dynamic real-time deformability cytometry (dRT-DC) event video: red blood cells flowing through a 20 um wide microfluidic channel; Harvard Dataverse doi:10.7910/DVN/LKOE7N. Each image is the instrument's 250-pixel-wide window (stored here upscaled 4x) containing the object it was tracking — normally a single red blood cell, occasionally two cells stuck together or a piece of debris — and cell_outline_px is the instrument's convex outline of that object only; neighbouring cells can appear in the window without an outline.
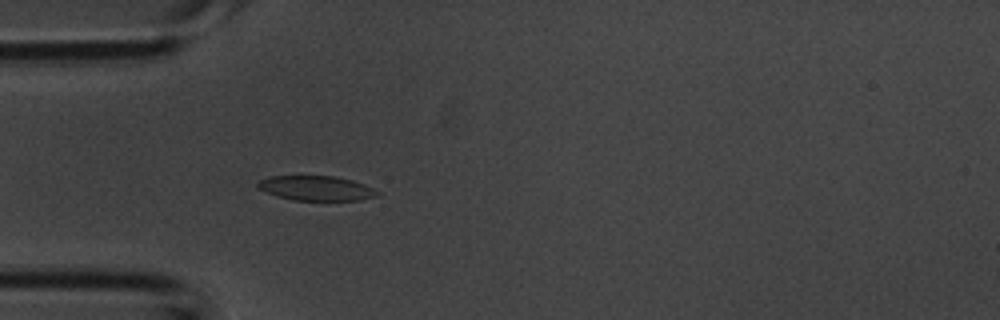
{"species": "common noctule bat (a hibernating species)", "species_latin": "Nyctalus noctula", "temperature_condition": "room temperature", "stored_images_in_passage": 38, "camera_frame_rate_fps": 3000, "um_per_image_px": 0.085, "animal": {"sex": "male", "body_mass_g": 20.1, "forearm_length_mm": 53.5}, "frame": {"image": 1, "passage_image": 7, "time_ms": 2.0, "image_size_px": [1000, 320], "cell_outline_px": [[380, 192], [376, 196], [360, 200], [292, 200], [276, 196], [256, 188], [256, 184], [260, 180], [268, 176], [336, 176], [352, 180], [364, 184]], "centroid_in_image_um": [26.84, 15.99], "position_along_channel_um": 58.2, "area_um2": 17.28}}
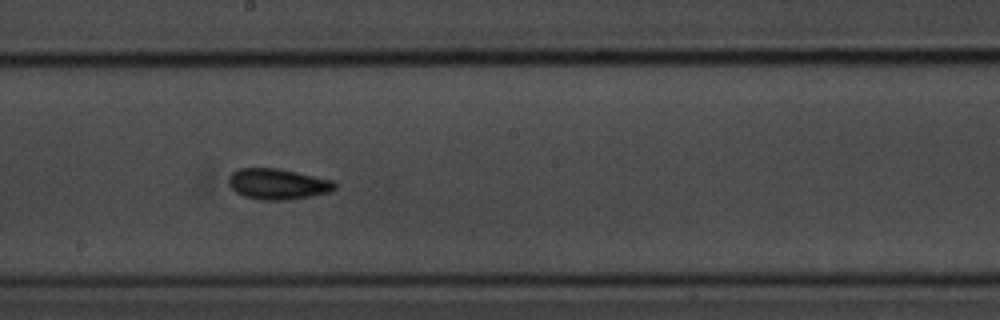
{"frame": {"image": 2, "passage_image": 18, "time_ms": 5.667, "image_size_px": [1000, 320], "cell_outline_px": [[336, 188], [332, 192], [312, 196], [288, 200], [260, 200], [244, 196], [236, 192], [228, 184], [228, 176], [232, 172], [240, 168], [276, 168], [336, 180]], "centroid_in_image_um": [23.64, 15.64], "position_along_channel_um": 224.6, "area_um2": 19.31}}
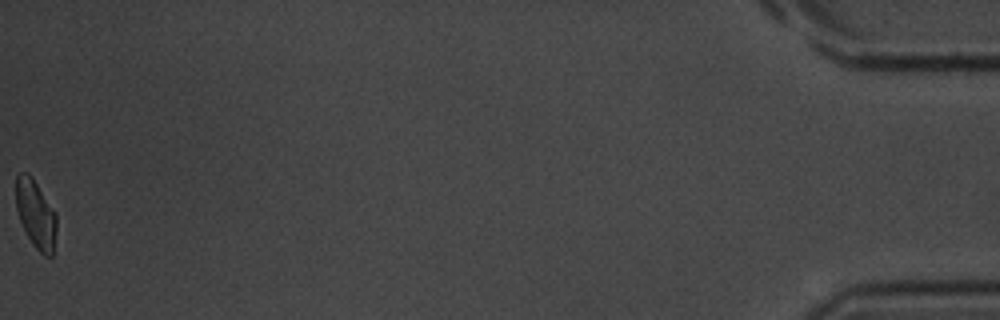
{"frame": {"image": 3, "passage_image": 38, "time_ms": 12.333, "image_size_px": [1000, 320], "cell_outline_px": [[56, 232], [52, 256], [44, 256], [32, 244], [20, 220], [16, 208], [16, 176], [20, 172], [28, 172], [32, 176], [56, 212]], "centroid_in_image_um": [3.04, 18.17], "position_along_channel_um": 432.2, "area_um2": 16.18}}